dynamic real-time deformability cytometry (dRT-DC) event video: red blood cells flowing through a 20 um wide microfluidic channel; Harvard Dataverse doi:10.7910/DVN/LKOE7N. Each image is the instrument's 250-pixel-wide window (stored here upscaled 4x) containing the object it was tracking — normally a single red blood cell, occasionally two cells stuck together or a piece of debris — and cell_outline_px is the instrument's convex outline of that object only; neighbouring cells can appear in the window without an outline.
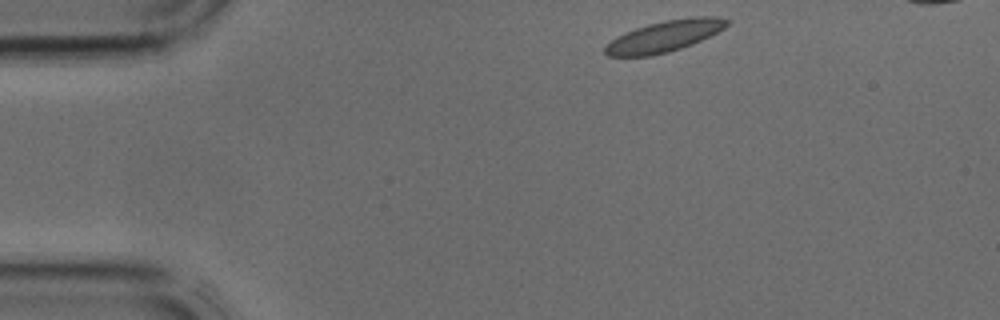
{"species": "common noctule bat (a hibernating species)", "species_latin": "Nyctalus noctula", "temperature_condition": "cold", "stored_images_in_passage": 5, "segment_of_instrument_passage": [2, 2], "camera_frame_rate_fps": 3000, "um_per_image_px": 0.085, "animal": {"sex": "male", "body_mass_g": 17.9, "forearm_length_mm": 54.2}, "frame": {"image": 1, "passage_image": 5, "time_ms": 1.333, "image_size_px": [1000, 320], "cell_outline_px": [[732, 20], [724, 28], [692, 44], [668, 52], [652, 56], [608, 56], [604, 52], [604, 48], [616, 36], [624, 32], [648, 24], [664, 20], [692, 16], [716, 16]], "centroid_in_image_um": [56.49, 3.06], "position_along_channel_um": 28.5, "area_um2": 22.14}}